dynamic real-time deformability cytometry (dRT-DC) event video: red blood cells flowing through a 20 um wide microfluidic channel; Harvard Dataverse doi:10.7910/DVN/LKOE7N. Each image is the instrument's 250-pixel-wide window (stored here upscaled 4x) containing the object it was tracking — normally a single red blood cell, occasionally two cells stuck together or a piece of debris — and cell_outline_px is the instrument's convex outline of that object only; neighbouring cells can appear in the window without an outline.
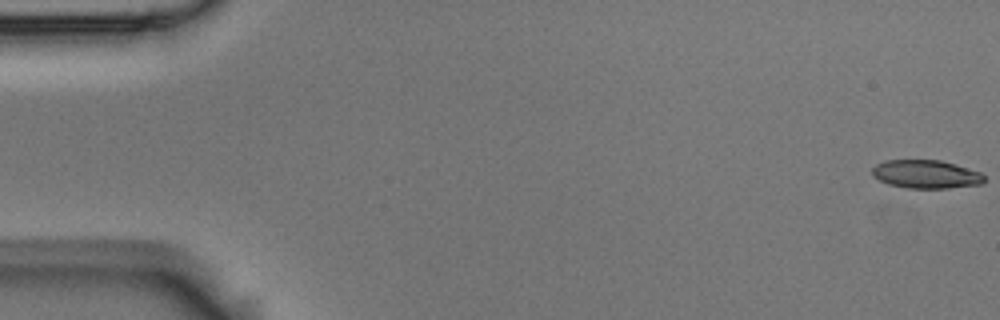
{"species": "Egyptian fruit bat (a non-hibernating species)", "species_latin": "Rousettus aegyptiacus", "temperature_condition": "room temperature", "stored_images_in_passage": 5, "camera_frame_rate_fps": 3000, "um_per_image_px": 0.085, "animal": {"sex": "male"}, "frame": {"image": 1, "passage_image": 1, "time_ms": 0.0, "image_size_px": [1000, 320], "cell_outline_px": [[984, 180], [980, 184], [948, 188], [904, 188], [888, 184], [872, 176], [872, 168], [876, 164], [884, 160], [940, 160], [956, 164], [980, 172], [984, 176]], "centroid_in_image_um": [78.67, 14.8], "position_along_channel_um": 6.3, "area_um2": 18.55}}
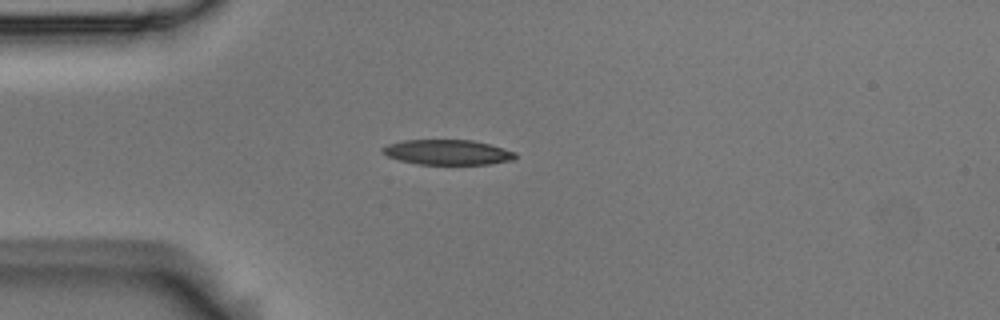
{"frame": {"image": 2, "passage_image": 5, "time_ms": 1.333, "image_size_px": [1000, 320], "cell_outline_px": [[516, 160], [492, 164], [416, 164], [400, 160], [388, 156], [380, 152], [380, 148], [388, 144], [404, 140], [472, 140], [488, 144], [516, 152]], "centroid_in_image_um": [38.04, 12.94], "position_along_channel_um": 47.0, "area_um2": 19.48}}